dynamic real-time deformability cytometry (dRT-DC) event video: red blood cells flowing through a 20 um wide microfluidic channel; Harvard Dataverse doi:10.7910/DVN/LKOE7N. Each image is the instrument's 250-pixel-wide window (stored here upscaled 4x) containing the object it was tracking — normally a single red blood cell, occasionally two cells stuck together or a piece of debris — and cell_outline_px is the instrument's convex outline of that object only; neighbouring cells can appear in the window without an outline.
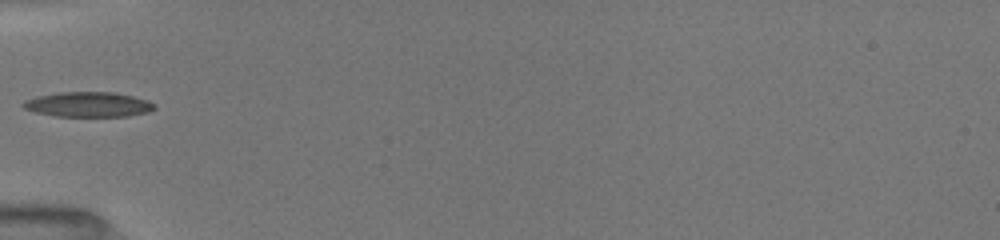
{"species": "common noctule bat (a hibernating species)", "species_latin": "Nyctalus noctula", "temperature_condition": "room temperature", "stored_images_in_passage": 33, "camera_frame_rate_fps": 3000, "um_per_image_px": 0.085, "animal": {"sex": "female", "body_mass_g": 19.5, "forearm_length_mm": 54.1}, "frame": {"image": 1, "passage_image": 1, "time_ms": 0.0, "image_size_px": [1000, 240], "cell_outline_px": [[156, 108], [148, 112], [128, 116], [56, 116], [36, 112], [24, 108], [20, 104], [24, 100], [36, 96], [56, 92], [116, 92], [148, 100], [156, 104]], "centroid_in_image_um": [7.5, 8.87], "position_along_channel_um": 77.5, "area_um2": 19.25}}
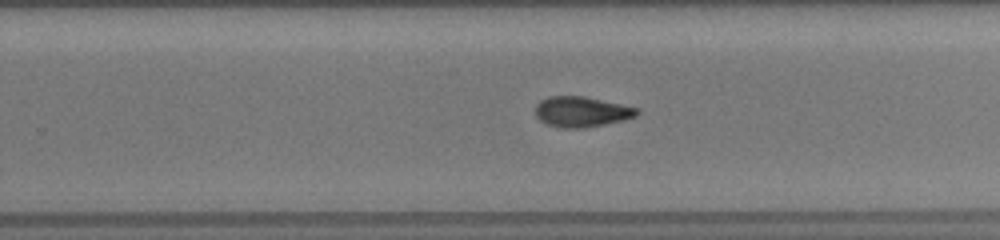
{"frame": {"image": 2, "passage_image": 16, "time_ms": 5.0, "image_size_px": [1000, 240], "cell_outline_px": [[640, 112], [636, 116], [624, 120], [584, 128], [564, 128], [548, 124], [540, 120], [536, 116], [536, 104], [540, 100], [548, 96], [584, 96], [640, 108]], "centroid_in_image_um": [49.45, 9.49], "position_along_channel_um": 280.3, "area_um2": 18.03}}
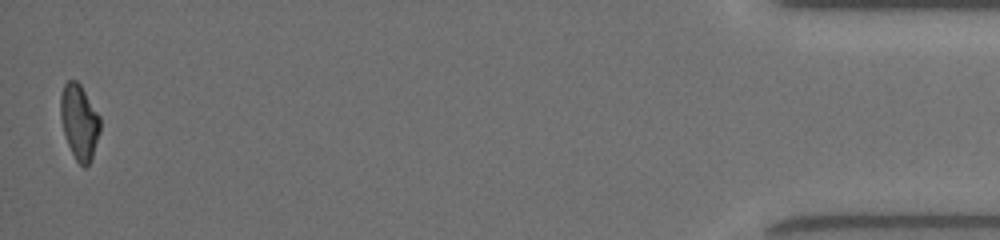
{"frame": {"image": 3, "passage_image": 33, "time_ms": 10.667, "image_size_px": [1000, 240], "cell_outline_px": [[100, 132], [92, 156], [88, 164], [84, 168], [76, 160], [68, 144], [64, 132], [60, 116], [60, 96], [64, 84], [68, 80], [76, 80], [80, 84], [100, 116]], "centroid_in_image_um": [6.74, 10.34], "position_along_channel_um": 428.5, "area_um2": 17.17}, "authors_computed_cell_mechanics": {"area_um2": 18.0914, "velocity_mm_per_s": 4.0569, "shape_relaxation_time_tau1_ms": 5.7861, "shape_relaxation_time_tau2_ms": 4.4951, "deformation_change_tau1": 0.1927, "deformation_change_tau2": 0.1091}}